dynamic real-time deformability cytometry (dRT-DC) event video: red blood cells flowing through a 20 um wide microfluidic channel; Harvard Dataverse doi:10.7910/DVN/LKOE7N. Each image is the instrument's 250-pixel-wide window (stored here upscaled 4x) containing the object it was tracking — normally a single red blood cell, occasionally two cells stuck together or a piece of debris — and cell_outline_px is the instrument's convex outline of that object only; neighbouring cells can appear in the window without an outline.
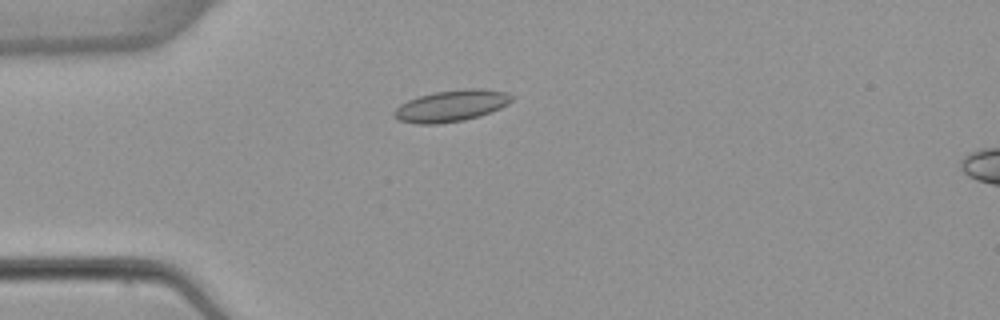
{"species": "common noctule bat (a hibernating species)", "species_latin": "Nyctalus noctula", "temperature_condition": "warm", "stored_images_in_passage": 4, "camera_frame_rate_fps": 3000, "um_per_image_px": 0.085, "animal": {"sex": "female", "body_mass_g": 22.7, "forearm_length_mm": 54.2}, "frame": {"image": 1, "passage_image": 4, "time_ms": 4.333, "image_size_px": [1000, 320], "cell_outline_px": [[512, 100], [508, 104], [500, 108], [480, 116], [464, 120], [436, 124], [416, 124], [400, 120], [392, 116], [392, 112], [400, 104], [408, 100], [420, 96], [436, 92], [464, 88], [480, 88], [504, 92], [512, 96]], "centroid_in_image_um": [38.33, 9.0], "position_along_channel_um": 46.7, "area_um2": 21.5}}